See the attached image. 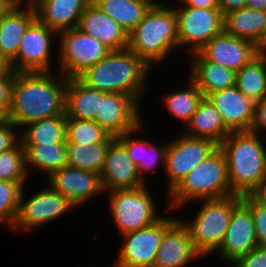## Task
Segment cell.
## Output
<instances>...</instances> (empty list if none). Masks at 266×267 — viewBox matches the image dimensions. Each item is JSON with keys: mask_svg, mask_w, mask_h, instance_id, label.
Instances as JSON below:
<instances>
[{"mask_svg": "<svg viewBox=\"0 0 266 267\" xmlns=\"http://www.w3.org/2000/svg\"><path fill=\"white\" fill-rule=\"evenodd\" d=\"M53 71L14 72L8 121L21 129L27 123L65 115L67 78L61 73L55 77Z\"/></svg>", "mask_w": 266, "mask_h": 267, "instance_id": "obj_1", "label": "cell"}, {"mask_svg": "<svg viewBox=\"0 0 266 267\" xmlns=\"http://www.w3.org/2000/svg\"><path fill=\"white\" fill-rule=\"evenodd\" d=\"M151 70L142 58L129 48H125L111 51L97 64L87 68L78 78L88 87L106 93L131 95L140 104L142 97H145Z\"/></svg>", "mask_w": 266, "mask_h": 267, "instance_id": "obj_2", "label": "cell"}, {"mask_svg": "<svg viewBox=\"0 0 266 267\" xmlns=\"http://www.w3.org/2000/svg\"><path fill=\"white\" fill-rule=\"evenodd\" d=\"M260 136L250 131L231 132L219 145L234 195H251L266 180V142Z\"/></svg>", "mask_w": 266, "mask_h": 267, "instance_id": "obj_3", "label": "cell"}, {"mask_svg": "<svg viewBox=\"0 0 266 267\" xmlns=\"http://www.w3.org/2000/svg\"><path fill=\"white\" fill-rule=\"evenodd\" d=\"M128 48L151 68L179 49L176 12L171 4L155 3L128 34Z\"/></svg>", "mask_w": 266, "mask_h": 267, "instance_id": "obj_4", "label": "cell"}, {"mask_svg": "<svg viewBox=\"0 0 266 267\" xmlns=\"http://www.w3.org/2000/svg\"><path fill=\"white\" fill-rule=\"evenodd\" d=\"M234 195L229 186L227 163L218 147L189 172L169 193L166 212L180 210L191 202ZM182 207V208H181ZM169 210V211H168Z\"/></svg>", "mask_w": 266, "mask_h": 267, "instance_id": "obj_5", "label": "cell"}, {"mask_svg": "<svg viewBox=\"0 0 266 267\" xmlns=\"http://www.w3.org/2000/svg\"><path fill=\"white\" fill-rule=\"evenodd\" d=\"M242 196L198 200L201 207L190 221L179 218L189 231L193 247L203 257L210 256L224 241L233 209ZM210 254V255H209Z\"/></svg>", "mask_w": 266, "mask_h": 267, "instance_id": "obj_6", "label": "cell"}, {"mask_svg": "<svg viewBox=\"0 0 266 267\" xmlns=\"http://www.w3.org/2000/svg\"><path fill=\"white\" fill-rule=\"evenodd\" d=\"M106 194L111 219L119 236L150 226L163 216L159 214L157 201L146 184L136 189L112 190Z\"/></svg>", "mask_w": 266, "mask_h": 267, "instance_id": "obj_7", "label": "cell"}, {"mask_svg": "<svg viewBox=\"0 0 266 267\" xmlns=\"http://www.w3.org/2000/svg\"><path fill=\"white\" fill-rule=\"evenodd\" d=\"M58 41V71L66 78L78 77L112 51L97 38L77 27L59 32Z\"/></svg>", "mask_w": 266, "mask_h": 267, "instance_id": "obj_8", "label": "cell"}, {"mask_svg": "<svg viewBox=\"0 0 266 267\" xmlns=\"http://www.w3.org/2000/svg\"><path fill=\"white\" fill-rule=\"evenodd\" d=\"M47 187L36 191L27 200H24L25 188L23 187L18 213L11 228L12 232L32 231L36 227L49 224L54 220L57 221L56 219L59 220L60 216L76 209L67 197L56 192L49 184H47Z\"/></svg>", "mask_w": 266, "mask_h": 267, "instance_id": "obj_9", "label": "cell"}, {"mask_svg": "<svg viewBox=\"0 0 266 267\" xmlns=\"http://www.w3.org/2000/svg\"><path fill=\"white\" fill-rule=\"evenodd\" d=\"M176 217L163 215L158 221L142 229L120 235L114 267H153L157 250L165 230Z\"/></svg>", "mask_w": 266, "mask_h": 267, "instance_id": "obj_10", "label": "cell"}, {"mask_svg": "<svg viewBox=\"0 0 266 267\" xmlns=\"http://www.w3.org/2000/svg\"><path fill=\"white\" fill-rule=\"evenodd\" d=\"M177 17L179 48L190 54L199 51L224 30L220 9L190 8L172 5ZM189 47V48H187Z\"/></svg>", "mask_w": 266, "mask_h": 267, "instance_id": "obj_11", "label": "cell"}, {"mask_svg": "<svg viewBox=\"0 0 266 267\" xmlns=\"http://www.w3.org/2000/svg\"><path fill=\"white\" fill-rule=\"evenodd\" d=\"M180 134L168 142L164 169L168 179V194L192 169L219 147L210 139L194 138L184 132Z\"/></svg>", "mask_w": 266, "mask_h": 267, "instance_id": "obj_12", "label": "cell"}, {"mask_svg": "<svg viewBox=\"0 0 266 267\" xmlns=\"http://www.w3.org/2000/svg\"><path fill=\"white\" fill-rule=\"evenodd\" d=\"M54 39H58V33L35 19L26 29L17 55L10 62L12 70L14 72H51L54 66L52 65Z\"/></svg>", "mask_w": 266, "mask_h": 267, "instance_id": "obj_13", "label": "cell"}, {"mask_svg": "<svg viewBox=\"0 0 266 267\" xmlns=\"http://www.w3.org/2000/svg\"><path fill=\"white\" fill-rule=\"evenodd\" d=\"M141 104L128 94L100 91L99 113L94 121L113 137L136 129L141 120Z\"/></svg>", "mask_w": 266, "mask_h": 267, "instance_id": "obj_14", "label": "cell"}, {"mask_svg": "<svg viewBox=\"0 0 266 267\" xmlns=\"http://www.w3.org/2000/svg\"><path fill=\"white\" fill-rule=\"evenodd\" d=\"M100 177L105 193L112 190L136 189L146 184L141 180L127 148L117 137L108 145Z\"/></svg>", "mask_w": 266, "mask_h": 267, "instance_id": "obj_15", "label": "cell"}, {"mask_svg": "<svg viewBox=\"0 0 266 267\" xmlns=\"http://www.w3.org/2000/svg\"><path fill=\"white\" fill-rule=\"evenodd\" d=\"M46 183L67 197L76 208L83 204L85 206L95 196L105 193L100 174L83 169L62 167L53 172Z\"/></svg>", "mask_w": 266, "mask_h": 267, "instance_id": "obj_16", "label": "cell"}, {"mask_svg": "<svg viewBox=\"0 0 266 267\" xmlns=\"http://www.w3.org/2000/svg\"><path fill=\"white\" fill-rule=\"evenodd\" d=\"M257 246L253 215L241 201L233 209L224 241L216 252H219L218 256H221L224 262L230 264Z\"/></svg>", "mask_w": 266, "mask_h": 267, "instance_id": "obj_17", "label": "cell"}, {"mask_svg": "<svg viewBox=\"0 0 266 267\" xmlns=\"http://www.w3.org/2000/svg\"><path fill=\"white\" fill-rule=\"evenodd\" d=\"M206 60L237 72L260 52L251 41L237 38L224 30L198 51Z\"/></svg>", "mask_w": 266, "mask_h": 267, "instance_id": "obj_18", "label": "cell"}, {"mask_svg": "<svg viewBox=\"0 0 266 267\" xmlns=\"http://www.w3.org/2000/svg\"><path fill=\"white\" fill-rule=\"evenodd\" d=\"M207 98L215 106L230 132L250 131L256 102L242 94L236 85L210 93Z\"/></svg>", "mask_w": 266, "mask_h": 267, "instance_id": "obj_19", "label": "cell"}, {"mask_svg": "<svg viewBox=\"0 0 266 267\" xmlns=\"http://www.w3.org/2000/svg\"><path fill=\"white\" fill-rule=\"evenodd\" d=\"M202 256L193 247L186 226L177 219L165 230L153 267H187Z\"/></svg>", "mask_w": 266, "mask_h": 267, "instance_id": "obj_20", "label": "cell"}, {"mask_svg": "<svg viewBox=\"0 0 266 267\" xmlns=\"http://www.w3.org/2000/svg\"><path fill=\"white\" fill-rule=\"evenodd\" d=\"M92 0H35L36 19L57 33L79 24L80 17Z\"/></svg>", "mask_w": 266, "mask_h": 267, "instance_id": "obj_21", "label": "cell"}, {"mask_svg": "<svg viewBox=\"0 0 266 267\" xmlns=\"http://www.w3.org/2000/svg\"><path fill=\"white\" fill-rule=\"evenodd\" d=\"M77 28L112 51L128 48V33L92 2L81 15Z\"/></svg>", "mask_w": 266, "mask_h": 267, "instance_id": "obj_22", "label": "cell"}, {"mask_svg": "<svg viewBox=\"0 0 266 267\" xmlns=\"http://www.w3.org/2000/svg\"><path fill=\"white\" fill-rule=\"evenodd\" d=\"M189 78L204 97L236 85V72L218 63L206 60L198 51L189 54Z\"/></svg>", "mask_w": 266, "mask_h": 267, "instance_id": "obj_23", "label": "cell"}, {"mask_svg": "<svg viewBox=\"0 0 266 267\" xmlns=\"http://www.w3.org/2000/svg\"><path fill=\"white\" fill-rule=\"evenodd\" d=\"M145 124L146 123L143 124L142 122L136 129L125 132L124 134L117 136V138L127 148L129 156L133 160V163L137 166V171L141 180L144 183H147V181H145L146 175L144 174H150L151 172L155 171L156 167L158 168V164L163 167V170L165 169L168 142H165L162 145L160 143L159 146V144L154 145L151 140L148 141L145 138L142 139L141 136H134L135 134L137 135L138 132H142V126H144ZM132 136H134L135 138H133Z\"/></svg>", "mask_w": 266, "mask_h": 267, "instance_id": "obj_24", "label": "cell"}, {"mask_svg": "<svg viewBox=\"0 0 266 267\" xmlns=\"http://www.w3.org/2000/svg\"><path fill=\"white\" fill-rule=\"evenodd\" d=\"M35 19L33 6H13L0 18V51L9 62L16 57L21 38Z\"/></svg>", "mask_w": 266, "mask_h": 267, "instance_id": "obj_25", "label": "cell"}, {"mask_svg": "<svg viewBox=\"0 0 266 267\" xmlns=\"http://www.w3.org/2000/svg\"><path fill=\"white\" fill-rule=\"evenodd\" d=\"M223 27L226 33L259 47L266 37V11L249 7L233 10L224 15Z\"/></svg>", "mask_w": 266, "mask_h": 267, "instance_id": "obj_26", "label": "cell"}, {"mask_svg": "<svg viewBox=\"0 0 266 267\" xmlns=\"http://www.w3.org/2000/svg\"><path fill=\"white\" fill-rule=\"evenodd\" d=\"M100 90L88 87L78 77L67 78L65 115L79 120H94L99 113Z\"/></svg>", "mask_w": 266, "mask_h": 267, "instance_id": "obj_27", "label": "cell"}, {"mask_svg": "<svg viewBox=\"0 0 266 267\" xmlns=\"http://www.w3.org/2000/svg\"><path fill=\"white\" fill-rule=\"evenodd\" d=\"M184 129L187 131L184 133L187 136L210 139L218 145L231 133L207 97H203L199 102L196 112L184 126Z\"/></svg>", "mask_w": 266, "mask_h": 267, "instance_id": "obj_28", "label": "cell"}, {"mask_svg": "<svg viewBox=\"0 0 266 267\" xmlns=\"http://www.w3.org/2000/svg\"><path fill=\"white\" fill-rule=\"evenodd\" d=\"M19 132L22 145L66 144V115H57L24 125Z\"/></svg>", "mask_w": 266, "mask_h": 267, "instance_id": "obj_29", "label": "cell"}, {"mask_svg": "<svg viewBox=\"0 0 266 267\" xmlns=\"http://www.w3.org/2000/svg\"><path fill=\"white\" fill-rule=\"evenodd\" d=\"M92 3L118 23L128 34L155 4L153 0H92Z\"/></svg>", "mask_w": 266, "mask_h": 267, "instance_id": "obj_30", "label": "cell"}, {"mask_svg": "<svg viewBox=\"0 0 266 267\" xmlns=\"http://www.w3.org/2000/svg\"><path fill=\"white\" fill-rule=\"evenodd\" d=\"M25 150V163L29 176V168L41 171L48 178L53 172L68 167L66 144L22 145Z\"/></svg>", "mask_w": 266, "mask_h": 267, "instance_id": "obj_31", "label": "cell"}, {"mask_svg": "<svg viewBox=\"0 0 266 267\" xmlns=\"http://www.w3.org/2000/svg\"><path fill=\"white\" fill-rule=\"evenodd\" d=\"M236 87L255 102L266 98V54L259 53L236 72Z\"/></svg>", "mask_w": 266, "mask_h": 267, "instance_id": "obj_32", "label": "cell"}, {"mask_svg": "<svg viewBox=\"0 0 266 267\" xmlns=\"http://www.w3.org/2000/svg\"><path fill=\"white\" fill-rule=\"evenodd\" d=\"M188 79L185 89H179L170 93L167 92L162 100L164 109L173 116V119L175 117L176 120H180L179 123L182 121L183 126H186L190 121L192 115L197 110L199 102L204 97L198 86L190 78Z\"/></svg>", "mask_w": 266, "mask_h": 267, "instance_id": "obj_33", "label": "cell"}, {"mask_svg": "<svg viewBox=\"0 0 266 267\" xmlns=\"http://www.w3.org/2000/svg\"><path fill=\"white\" fill-rule=\"evenodd\" d=\"M109 143H66L68 167L101 173Z\"/></svg>", "mask_w": 266, "mask_h": 267, "instance_id": "obj_34", "label": "cell"}, {"mask_svg": "<svg viewBox=\"0 0 266 267\" xmlns=\"http://www.w3.org/2000/svg\"><path fill=\"white\" fill-rule=\"evenodd\" d=\"M67 142L78 144L110 143L114 138L94 120L66 116Z\"/></svg>", "mask_w": 266, "mask_h": 267, "instance_id": "obj_35", "label": "cell"}, {"mask_svg": "<svg viewBox=\"0 0 266 267\" xmlns=\"http://www.w3.org/2000/svg\"><path fill=\"white\" fill-rule=\"evenodd\" d=\"M28 175L25 150L20 141L11 149L0 153V180L26 182Z\"/></svg>", "mask_w": 266, "mask_h": 267, "instance_id": "obj_36", "label": "cell"}, {"mask_svg": "<svg viewBox=\"0 0 266 267\" xmlns=\"http://www.w3.org/2000/svg\"><path fill=\"white\" fill-rule=\"evenodd\" d=\"M26 182L0 180V224L12 228L17 213L20 195Z\"/></svg>", "mask_w": 266, "mask_h": 267, "instance_id": "obj_37", "label": "cell"}, {"mask_svg": "<svg viewBox=\"0 0 266 267\" xmlns=\"http://www.w3.org/2000/svg\"><path fill=\"white\" fill-rule=\"evenodd\" d=\"M242 202L251 210L253 215L258 246L266 247V208L251 195L242 196Z\"/></svg>", "mask_w": 266, "mask_h": 267, "instance_id": "obj_38", "label": "cell"}, {"mask_svg": "<svg viewBox=\"0 0 266 267\" xmlns=\"http://www.w3.org/2000/svg\"><path fill=\"white\" fill-rule=\"evenodd\" d=\"M232 267H266V247L257 246L247 254L238 257Z\"/></svg>", "mask_w": 266, "mask_h": 267, "instance_id": "obj_39", "label": "cell"}, {"mask_svg": "<svg viewBox=\"0 0 266 267\" xmlns=\"http://www.w3.org/2000/svg\"><path fill=\"white\" fill-rule=\"evenodd\" d=\"M18 127L11 121H6L0 125V153L14 147L19 141ZM18 132V133H17Z\"/></svg>", "mask_w": 266, "mask_h": 267, "instance_id": "obj_40", "label": "cell"}, {"mask_svg": "<svg viewBox=\"0 0 266 267\" xmlns=\"http://www.w3.org/2000/svg\"><path fill=\"white\" fill-rule=\"evenodd\" d=\"M14 72L0 73V108L7 114L11 104Z\"/></svg>", "mask_w": 266, "mask_h": 267, "instance_id": "obj_41", "label": "cell"}, {"mask_svg": "<svg viewBox=\"0 0 266 267\" xmlns=\"http://www.w3.org/2000/svg\"><path fill=\"white\" fill-rule=\"evenodd\" d=\"M263 131L266 132V98L255 103L254 118L250 129L252 133L266 136Z\"/></svg>", "mask_w": 266, "mask_h": 267, "instance_id": "obj_42", "label": "cell"}, {"mask_svg": "<svg viewBox=\"0 0 266 267\" xmlns=\"http://www.w3.org/2000/svg\"><path fill=\"white\" fill-rule=\"evenodd\" d=\"M178 6L190 8L220 9L219 0H177Z\"/></svg>", "mask_w": 266, "mask_h": 267, "instance_id": "obj_43", "label": "cell"}, {"mask_svg": "<svg viewBox=\"0 0 266 267\" xmlns=\"http://www.w3.org/2000/svg\"><path fill=\"white\" fill-rule=\"evenodd\" d=\"M247 0H219V7L222 15L233 10H239L246 7Z\"/></svg>", "mask_w": 266, "mask_h": 267, "instance_id": "obj_44", "label": "cell"}, {"mask_svg": "<svg viewBox=\"0 0 266 267\" xmlns=\"http://www.w3.org/2000/svg\"><path fill=\"white\" fill-rule=\"evenodd\" d=\"M251 196L266 208V180L251 194Z\"/></svg>", "mask_w": 266, "mask_h": 267, "instance_id": "obj_45", "label": "cell"}, {"mask_svg": "<svg viewBox=\"0 0 266 267\" xmlns=\"http://www.w3.org/2000/svg\"><path fill=\"white\" fill-rule=\"evenodd\" d=\"M246 7L266 11V0H247Z\"/></svg>", "mask_w": 266, "mask_h": 267, "instance_id": "obj_46", "label": "cell"}, {"mask_svg": "<svg viewBox=\"0 0 266 267\" xmlns=\"http://www.w3.org/2000/svg\"><path fill=\"white\" fill-rule=\"evenodd\" d=\"M14 72L9 60L0 51V73Z\"/></svg>", "mask_w": 266, "mask_h": 267, "instance_id": "obj_47", "label": "cell"}, {"mask_svg": "<svg viewBox=\"0 0 266 267\" xmlns=\"http://www.w3.org/2000/svg\"><path fill=\"white\" fill-rule=\"evenodd\" d=\"M13 5L7 0H0V18L3 17Z\"/></svg>", "mask_w": 266, "mask_h": 267, "instance_id": "obj_48", "label": "cell"}, {"mask_svg": "<svg viewBox=\"0 0 266 267\" xmlns=\"http://www.w3.org/2000/svg\"><path fill=\"white\" fill-rule=\"evenodd\" d=\"M13 6H33L35 0H7ZM25 4V5H24Z\"/></svg>", "mask_w": 266, "mask_h": 267, "instance_id": "obj_49", "label": "cell"}, {"mask_svg": "<svg viewBox=\"0 0 266 267\" xmlns=\"http://www.w3.org/2000/svg\"><path fill=\"white\" fill-rule=\"evenodd\" d=\"M8 120L7 114L0 108V125Z\"/></svg>", "mask_w": 266, "mask_h": 267, "instance_id": "obj_50", "label": "cell"}, {"mask_svg": "<svg viewBox=\"0 0 266 267\" xmlns=\"http://www.w3.org/2000/svg\"><path fill=\"white\" fill-rule=\"evenodd\" d=\"M260 53L266 54V37L263 41V43L258 47Z\"/></svg>", "mask_w": 266, "mask_h": 267, "instance_id": "obj_51", "label": "cell"}]
</instances>
